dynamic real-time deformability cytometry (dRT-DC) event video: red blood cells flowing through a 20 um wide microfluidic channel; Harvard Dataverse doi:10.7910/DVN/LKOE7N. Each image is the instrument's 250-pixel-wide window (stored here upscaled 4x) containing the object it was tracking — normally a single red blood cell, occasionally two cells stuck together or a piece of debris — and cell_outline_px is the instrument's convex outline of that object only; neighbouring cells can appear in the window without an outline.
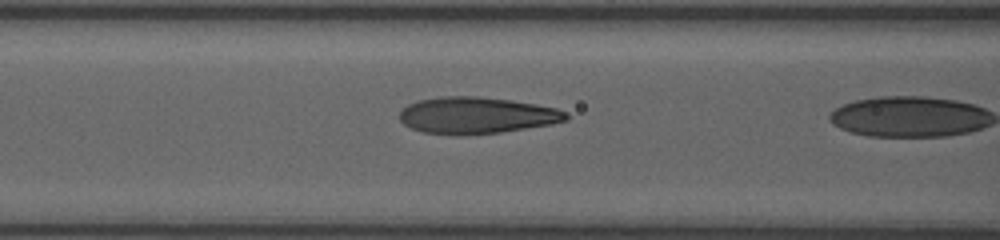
{"species": "human", "species_latin": "Homo sapiens", "temperature_condition": "room temperature", "stored_images_in_passage": 17, "camera_frame_rate_fps": 3000, "um_per_image_px": 0.085, "donor": {"sex": "female"}, "frame": {"image": 1, "passage_image": 15, "time_ms": 2.667, "image_size_px": [1000, 240], "cell_outline_px": [[568, 120], [552, 124], [500, 132], [424, 132], [412, 128], [404, 124], [400, 120], [400, 112], [408, 104], [420, 100], [440, 96], [480, 96], [512, 100], [536, 104], [556, 108], [568, 112]], "centroid_in_image_um": [40.57, 9.75], "position_along_channel_um": 126.0, "area_um2": 34.56}}